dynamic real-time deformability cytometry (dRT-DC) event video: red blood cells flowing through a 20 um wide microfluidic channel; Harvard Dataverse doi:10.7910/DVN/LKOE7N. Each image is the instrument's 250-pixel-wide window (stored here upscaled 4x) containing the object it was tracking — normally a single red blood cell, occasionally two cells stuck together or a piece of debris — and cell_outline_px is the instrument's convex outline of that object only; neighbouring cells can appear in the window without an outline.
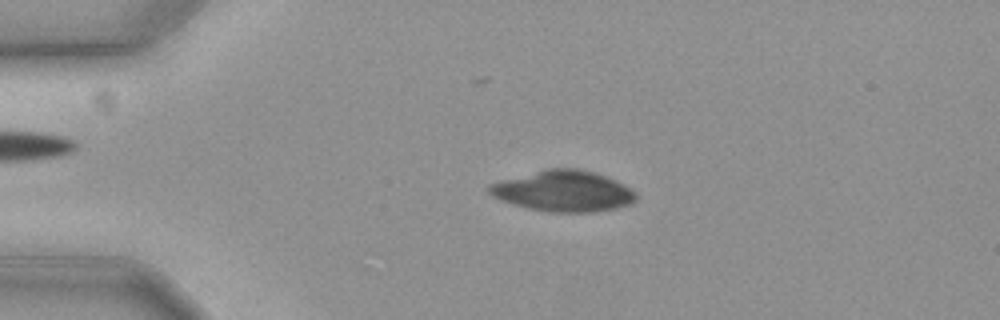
{"species": "common noctule bat (a hibernating species)", "species_latin": "Nyctalus noctula", "temperature_condition": "cold", "stored_images_in_passage": 57, "camera_frame_rate_fps": 3000, "um_per_image_px": 0.085, "animal": {"sex": "female", "body_mass_g": 19.3, "forearm_length_mm": 54.1}, "frame": {"image": 1, "passage_image": 13, "time_ms": 4.0, "image_size_px": [1000, 320], "cell_outline_px": [[636, 200], [628, 204], [616, 208], [592, 212], [552, 212], [528, 208], [512, 204], [500, 200], [492, 196], [488, 192], [488, 184], [500, 180], [544, 168], [580, 168], [596, 172], [616, 180], [632, 188], [636, 192]], "centroid_in_image_um": [47.87, 16.22], "position_along_channel_um": 37.1, "area_um2": 35.37}}
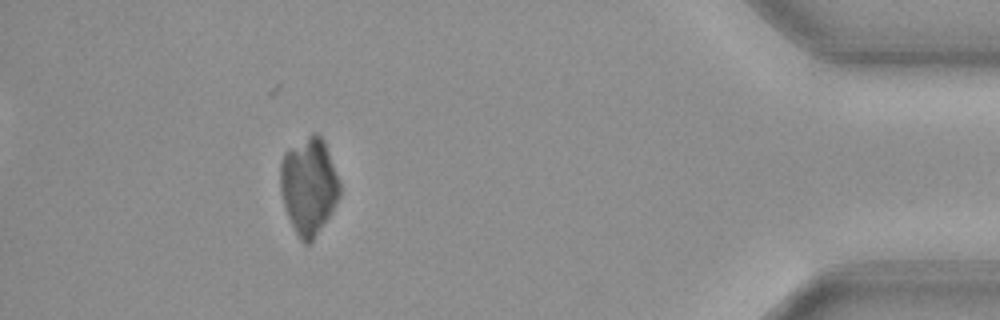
{"frame": {"image": 2, "passage_image": 52, "time_ms": 17.0, "image_size_px": [1000, 320], "cell_outline_px": [[340, 196], [332, 212], [312, 240], [308, 244], [304, 244], [300, 240], [284, 208], [280, 192], [280, 164], [284, 152], [288, 148], [312, 132], [316, 132], [324, 140], [340, 180]], "centroid_in_image_um": [26.24, 15.77], "position_along_channel_um": 409.0, "area_um2": 33.81}}